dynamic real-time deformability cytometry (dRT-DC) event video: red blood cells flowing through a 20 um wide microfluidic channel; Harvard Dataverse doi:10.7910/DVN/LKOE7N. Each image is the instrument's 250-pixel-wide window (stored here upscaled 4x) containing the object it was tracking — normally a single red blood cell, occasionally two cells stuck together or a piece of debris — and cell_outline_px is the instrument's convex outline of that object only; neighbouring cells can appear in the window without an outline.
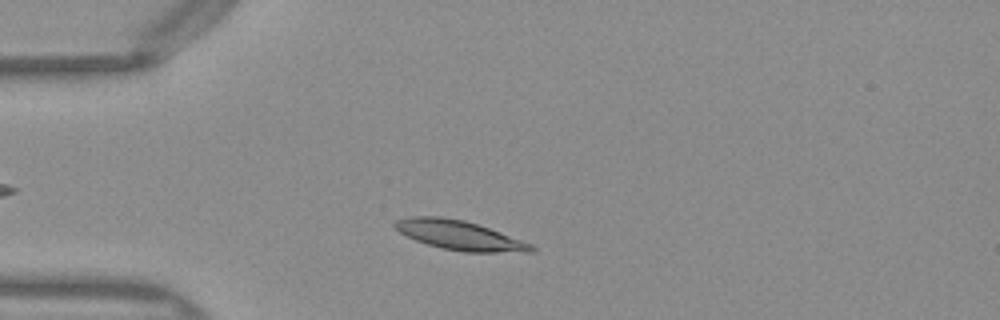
{"species": "Egyptian fruit bat (a non-hibernating species)", "species_latin": "Rousettus aegyptiacus", "temperature_condition": "warm", "stored_images_in_passage": 38, "camera_frame_rate_fps": 3000, "um_per_image_px": 0.085, "frame": {"image": 1, "passage_image": 6, "time_ms": 1.667, "image_size_px": [1000, 320], "cell_outline_px": [[536, 248], [532, 252], [464, 252], [440, 248], [416, 240], [400, 232], [392, 224], [396, 220], [412, 216], [440, 216], [464, 220], [500, 232], [532, 244]], "centroid_in_image_um": [39.05, 20.0], "position_along_channel_um": 45.9, "area_um2": 23.12}}
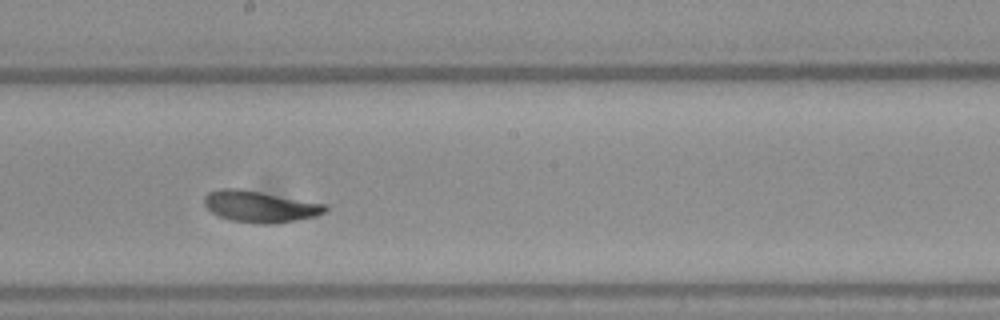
{"frame": {"image": 2, "passage_image": 21, "time_ms": 6.667, "image_size_px": [1000, 320], "cell_outline_px": [[328, 212], [316, 216], [276, 224], [260, 224], [228, 220], [212, 212], [204, 204], [204, 196], [208, 192], [224, 188], [236, 188], [260, 192], [328, 204]], "centroid_in_image_um": [22.13, 17.57], "position_along_channel_um": 226.1, "area_um2": 22.25}}
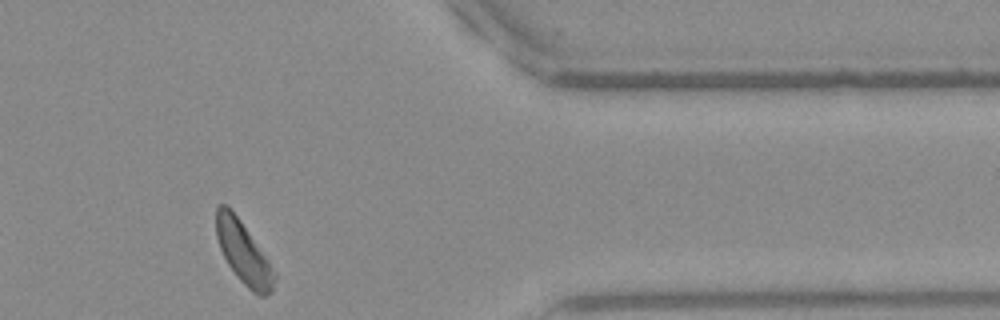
{"frame": {"image": 3, "passage_image": 35, "time_ms": 11.333, "image_size_px": [1000, 320], "cell_outline_px": [[276, 276], [272, 292], [268, 296], [260, 296], [252, 292], [236, 276], [228, 264], [220, 248], [216, 236], [216, 208], [220, 204], [228, 204], [240, 220], [268, 260]], "centroid_in_image_um": [20.68, 21.49], "position_along_channel_um": 390.7, "area_um2": 20.87}, "authors_computed_cell_mechanics": {"area_um2": 22.0796, "velocity_mm_per_s": 3.9856, "shape_relaxation_time_tau1_ms": 2.0021, "shape_relaxation_time_tau2_ms": 2.5936, "deformation_change_tau1": 0.1273, "deformation_change_tau2": 0.0914}}